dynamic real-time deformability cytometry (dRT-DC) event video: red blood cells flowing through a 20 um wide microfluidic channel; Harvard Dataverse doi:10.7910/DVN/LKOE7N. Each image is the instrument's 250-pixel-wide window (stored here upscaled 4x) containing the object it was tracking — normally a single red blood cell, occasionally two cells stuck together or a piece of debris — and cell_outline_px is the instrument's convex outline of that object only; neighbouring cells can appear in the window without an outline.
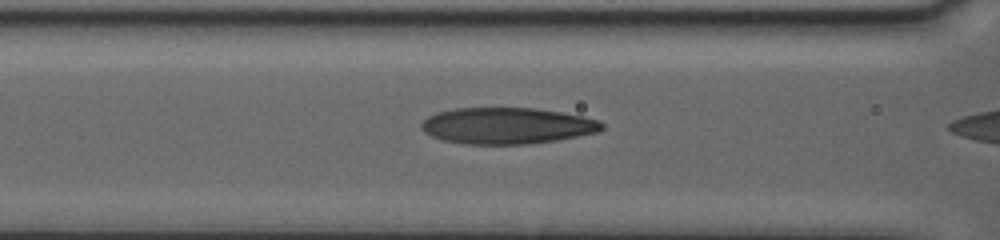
{"species": "human", "species_latin": "Homo sapiens", "temperature_condition": "warm", "stored_images_in_passage": 7, "camera_frame_rate_fps": 3000, "um_per_image_px": 0.085, "donor": {"sex": "female"}, "frame": {"image": 1, "passage_image": 5, "time_ms": 2.333, "image_size_px": [1000, 240], "cell_outline_px": [[604, 128], [596, 132], [556, 140], [528, 144], [464, 144], [440, 140], [424, 132], [420, 128], [420, 124], [428, 116], [436, 112], [456, 108], [532, 108], [560, 112], [584, 116], [600, 120], [604, 124]], "centroid_in_image_um": [43.06, 10.69], "position_along_channel_um": 123.5, "area_um2": 38.32}}